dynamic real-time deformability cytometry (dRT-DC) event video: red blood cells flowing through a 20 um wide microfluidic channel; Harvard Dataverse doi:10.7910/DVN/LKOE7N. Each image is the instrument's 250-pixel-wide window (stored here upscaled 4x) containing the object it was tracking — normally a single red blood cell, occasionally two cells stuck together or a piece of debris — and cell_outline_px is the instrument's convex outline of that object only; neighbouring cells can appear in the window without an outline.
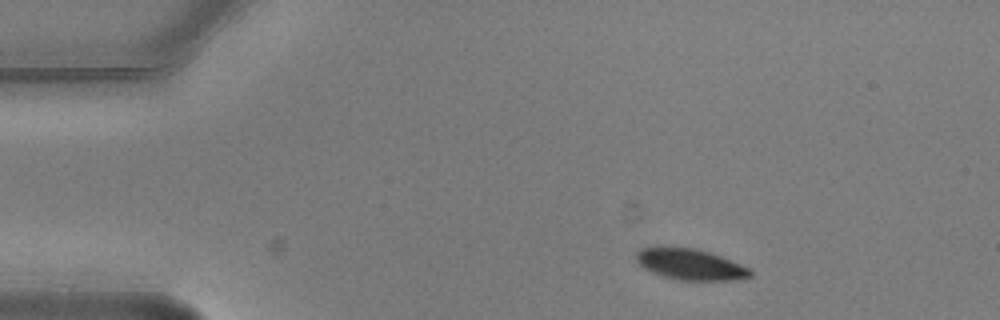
{"species": "common noctule bat (a hibernating species)", "species_latin": "Nyctalus noctula", "temperature_condition": "warm", "stored_images_in_passage": 3, "camera_frame_rate_fps": 3000, "um_per_image_px": 0.085, "animal": {"sex": "male", "body_mass_g": 20.5, "forearm_length_mm": 52.5}, "frame": {"image": 1, "passage_image": 1, "time_ms": 0.0, "image_size_px": [1000, 320], "cell_outline_px": [[752, 276], [732, 280], [680, 280], [664, 276], [652, 272], [644, 268], [636, 260], [636, 252], [640, 248], [660, 244], [696, 248], [720, 256], [752, 268]], "centroid_in_image_um": [58.63, 22.42], "position_along_channel_um": 26.4, "area_um2": 21.1}}